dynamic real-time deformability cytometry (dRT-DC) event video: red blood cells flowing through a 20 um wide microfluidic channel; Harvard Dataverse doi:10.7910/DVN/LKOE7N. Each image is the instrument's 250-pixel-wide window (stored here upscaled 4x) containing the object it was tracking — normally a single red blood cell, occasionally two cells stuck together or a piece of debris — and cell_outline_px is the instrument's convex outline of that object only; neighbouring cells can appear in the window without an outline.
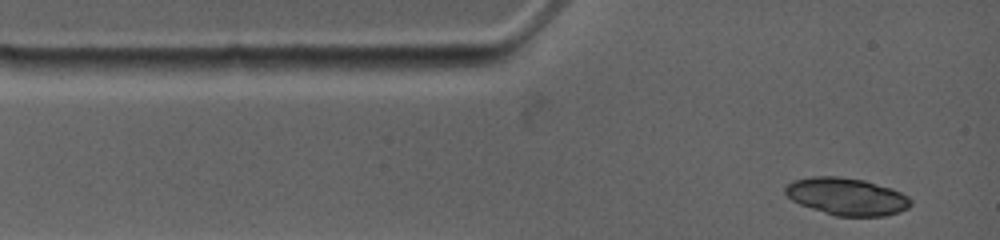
{"species": "common noctule bat (a hibernating species)", "species_latin": "Nyctalus noctula", "temperature_condition": "warm", "stored_images_in_passage": 3, "camera_frame_rate_fps": 4500, "um_per_image_px": 0.085, "animal": {"sex": "female", "body_mass_g": 19.0, "forearm_length_mm": 53.3}, "frame": {"image": 1, "passage_image": 1, "time_ms": 0.0, "image_size_px": [1000, 240], "cell_outline_px": [[912, 204], [908, 208], [884, 216], [836, 216], [800, 204], [792, 200], [784, 192], [784, 188], [792, 180], [812, 176], [840, 176], [864, 180], [892, 188], [908, 196], [912, 200]], "centroid_in_image_um": [71.97, 16.69], "position_along_channel_um": 13.0, "area_um2": 27.28}}